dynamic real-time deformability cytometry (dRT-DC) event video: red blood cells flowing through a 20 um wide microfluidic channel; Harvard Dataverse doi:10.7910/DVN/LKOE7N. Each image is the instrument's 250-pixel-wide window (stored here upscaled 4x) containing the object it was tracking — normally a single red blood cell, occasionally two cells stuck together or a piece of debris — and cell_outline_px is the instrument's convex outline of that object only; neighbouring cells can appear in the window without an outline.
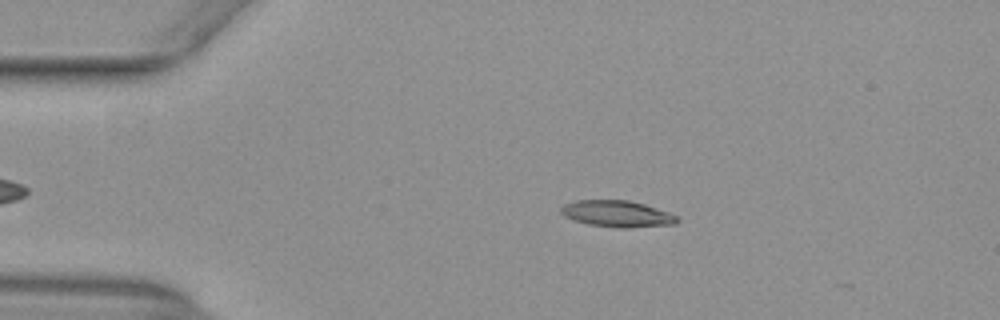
{"species": "common noctule bat (a hibernating species)", "species_latin": "Nyctalus noctula", "temperature_condition": "warm", "stored_images_in_passage": 41, "camera_frame_rate_fps": 3000, "um_per_image_px": 0.085, "animal": {"sex": "female", "body_mass_g": 29.2, "forearm_length_mm": 56.3}, "frame": {"image": 1, "passage_image": 6, "time_ms": 1.667, "image_size_px": [1000, 320], "cell_outline_px": [[680, 220], [676, 224], [628, 228], [616, 228], [588, 224], [564, 216], [560, 212], [560, 208], [564, 204], [576, 200], [628, 200], [644, 204], [668, 212], [676, 216]], "centroid_in_image_um": [52.45, 18.17], "position_along_channel_um": 32.5, "area_um2": 17.92}}
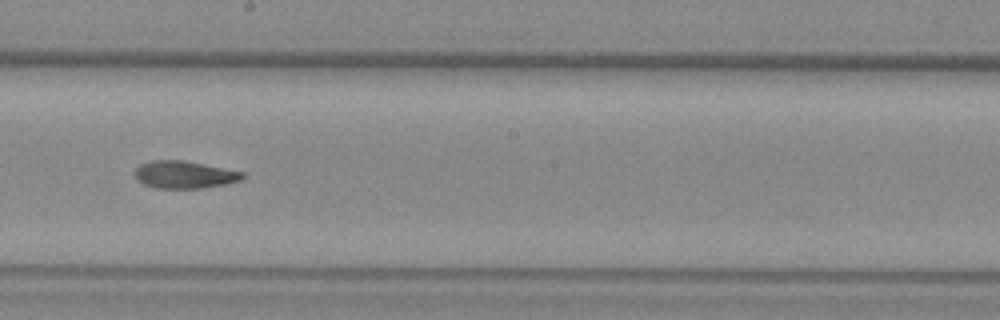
{"frame": {"image": 2, "passage_image": 25, "time_ms": 8.0, "image_size_px": [1000, 320], "cell_outline_px": [[248, 176], [240, 180], [224, 184], [200, 188], [156, 188], [144, 184], [136, 180], [136, 168], [140, 164], [152, 160], [184, 160], [244, 172]], "centroid_in_image_um": [15.68, 14.84], "position_along_channel_um": 232.5, "area_um2": 17.17}}
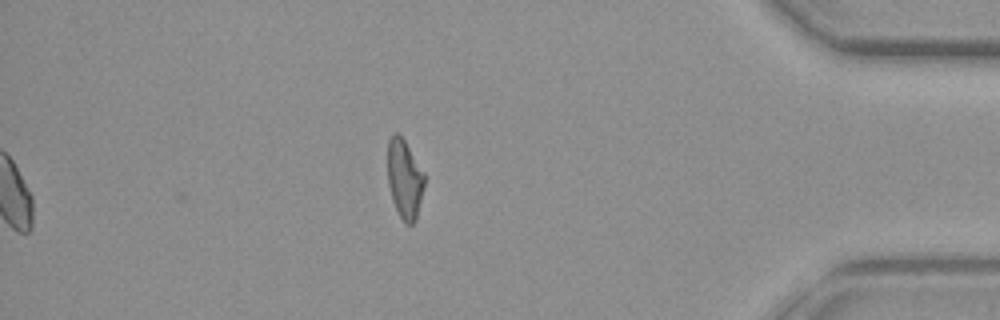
{"frame": {"image": 3, "passage_image": 41, "time_ms": 13.333, "image_size_px": [1000, 320], "cell_outline_px": [[424, 184], [416, 220], [412, 224], [404, 224], [392, 200], [388, 184], [388, 140], [396, 132], [404, 140], [424, 172]], "centroid_in_image_um": [34.38, 15.24], "position_along_channel_um": 400.8, "area_um2": 16.7}}